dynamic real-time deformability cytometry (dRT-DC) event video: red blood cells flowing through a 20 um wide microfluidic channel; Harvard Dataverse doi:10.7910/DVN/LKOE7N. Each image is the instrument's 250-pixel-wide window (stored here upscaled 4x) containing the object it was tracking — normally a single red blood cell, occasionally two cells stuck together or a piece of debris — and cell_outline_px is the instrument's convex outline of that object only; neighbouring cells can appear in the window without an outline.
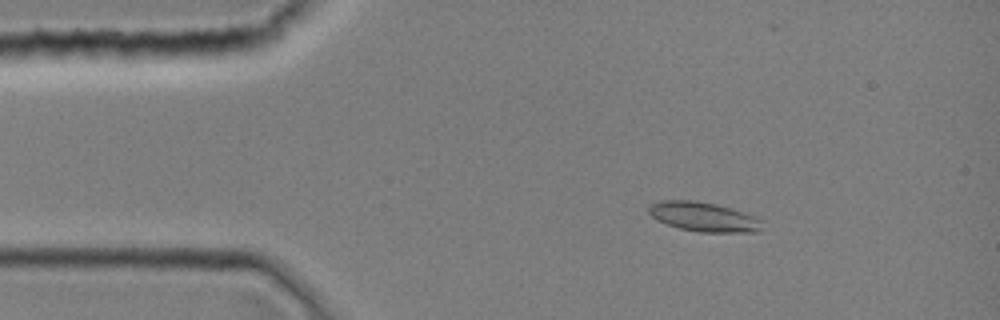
{"species": "common noctule bat (a hibernating species)", "species_latin": "Nyctalus noctula", "temperature_condition": "room temperature", "stored_images_in_passage": 2, "camera_frame_rate_fps": 3000, "um_per_image_px": 0.085, "animal": {"sex": "female", "body_mass_g": 19.0, "forearm_length_mm": 51.5}, "frame": {"image": 1, "passage_image": 1, "time_ms": 0.0, "image_size_px": [1000, 320], "cell_outline_px": [[760, 232], [700, 232], [680, 228], [656, 220], [648, 212], [648, 208], [652, 204], [660, 200], [696, 200], [716, 204], [732, 208], [752, 216], [760, 220]], "centroid_in_image_um": [59.77, 18.42], "position_along_channel_um": 25.2, "area_um2": 19.25}}